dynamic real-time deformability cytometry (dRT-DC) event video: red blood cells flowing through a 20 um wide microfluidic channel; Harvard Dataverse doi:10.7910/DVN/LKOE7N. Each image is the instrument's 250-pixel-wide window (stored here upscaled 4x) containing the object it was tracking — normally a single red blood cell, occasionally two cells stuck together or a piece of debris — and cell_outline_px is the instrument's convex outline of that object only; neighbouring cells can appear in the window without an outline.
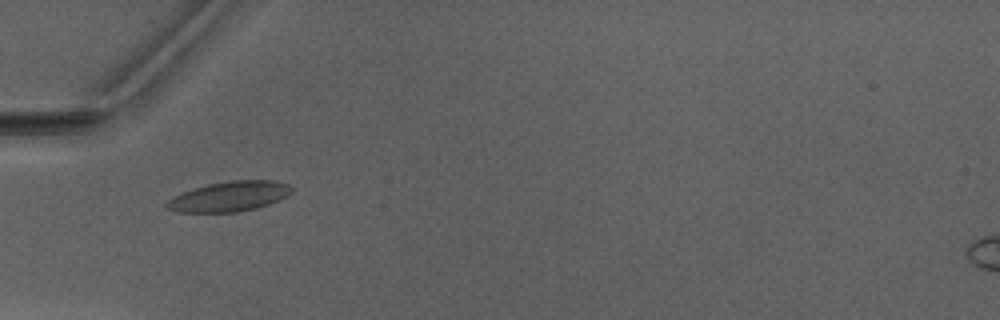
{"species": "Egyptian fruit bat (a non-hibernating species)", "species_latin": "Rousettus aegyptiacus", "temperature_condition": "warm", "stored_images_in_passage": 2, "camera_frame_rate_fps": 3000, "um_per_image_px": 0.085, "animal": {"sex": "male"}, "frame": {"image": 1, "passage_image": 1, "time_ms": 0.0, "image_size_px": [1000, 320], "cell_outline_px": [[292, 192], [288, 196], [268, 204], [256, 208], [236, 212], [176, 212], [164, 208], [164, 204], [168, 200], [184, 192], [208, 184], [232, 180], [276, 180], [288, 184], [292, 188]], "centroid_in_image_um": [19.51, 16.7], "position_along_channel_um": 65.5, "area_um2": 21.79}}